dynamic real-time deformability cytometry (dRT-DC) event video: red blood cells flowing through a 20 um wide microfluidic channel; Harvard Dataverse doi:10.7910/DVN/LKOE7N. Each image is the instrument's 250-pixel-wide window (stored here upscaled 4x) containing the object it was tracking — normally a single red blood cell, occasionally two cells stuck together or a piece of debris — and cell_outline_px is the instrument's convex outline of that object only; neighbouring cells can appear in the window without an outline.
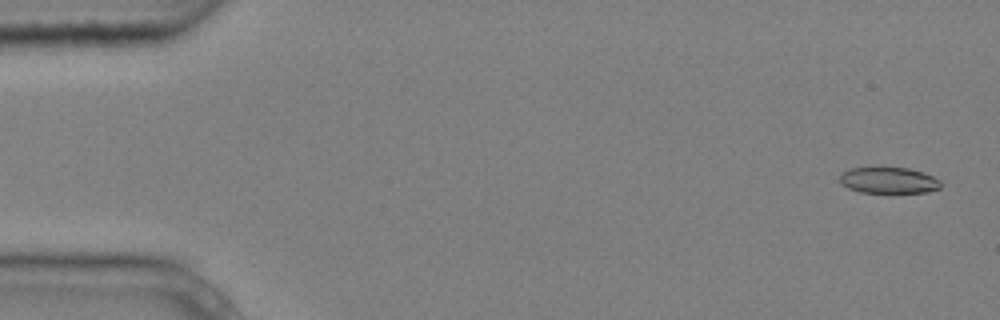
{"species": "common noctule bat (a hibernating species)", "species_latin": "Nyctalus noctula", "temperature_condition": "cold", "stored_images_in_passage": 5, "camera_frame_rate_fps": 3000, "um_per_image_px": 0.085, "animal": {"sex": "male", "body_mass_g": 20.4}, "frame": {"image": 1, "passage_image": 1, "time_ms": 0.0, "image_size_px": [1000, 320], "cell_outline_px": [[940, 188], [928, 192], [860, 192], [848, 188], [840, 184], [840, 176], [844, 172], [852, 168], [908, 168], [924, 172], [940, 180]], "centroid_in_image_um": [75.55, 15.33], "position_along_channel_um": 9.5, "area_um2": 15.2}}
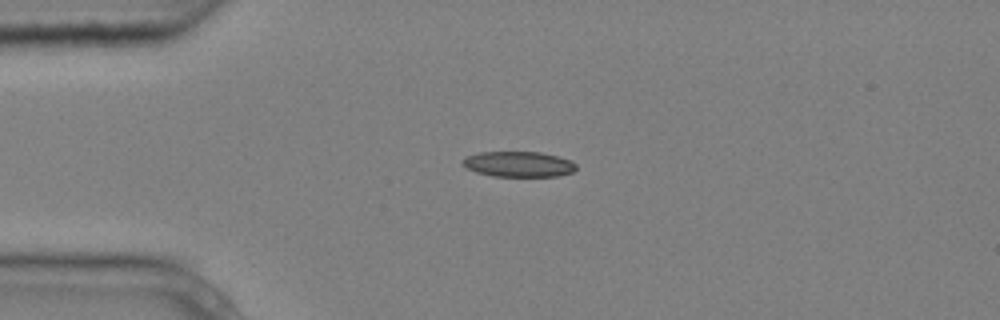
{"frame": {"image": 2, "passage_image": 4, "time_ms": 1.0, "image_size_px": [1000, 320], "cell_outline_px": [[576, 168], [572, 172], [560, 176], [492, 176], [476, 172], [460, 164], [460, 160], [468, 156], [480, 152], [540, 152], [572, 160], [576, 164]], "centroid_in_image_um": [44.07, 13.95], "position_along_channel_um": 40.9, "area_um2": 16.88}}